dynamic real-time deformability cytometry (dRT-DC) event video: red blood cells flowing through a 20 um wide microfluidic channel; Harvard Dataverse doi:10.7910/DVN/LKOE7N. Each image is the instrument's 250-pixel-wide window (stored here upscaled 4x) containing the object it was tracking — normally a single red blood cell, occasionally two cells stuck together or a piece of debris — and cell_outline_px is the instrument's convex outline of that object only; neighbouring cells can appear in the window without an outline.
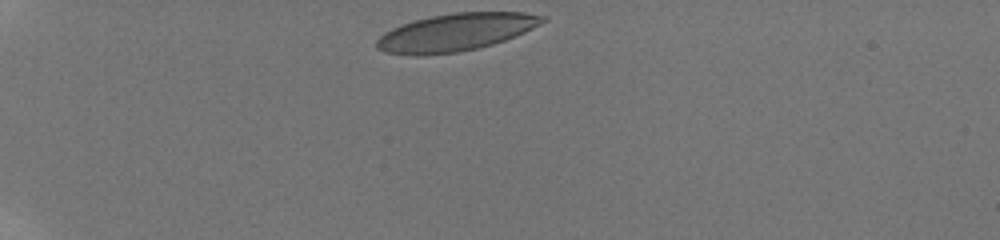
{"species": "human", "species_latin": "Homo sapiens", "temperature_condition": "room temperature", "stored_images_in_passage": 36, "camera_frame_rate_fps": 3000, "um_per_image_px": 0.085, "donor": {"sex": "male"}, "frame": {"image": 1, "passage_image": 1, "time_ms": 0.0, "image_size_px": [1000, 240], "cell_outline_px": [[548, 20], [524, 32], [504, 40], [492, 44], [476, 48], [456, 52], [420, 56], [408, 56], [384, 52], [376, 48], [376, 40], [384, 32], [392, 28], [412, 20], [432, 16], [456, 12], [524, 12], [548, 16]], "centroid_in_image_um": [38.71, 2.74], "position_along_channel_um": 46.3, "area_um2": 36.41}}
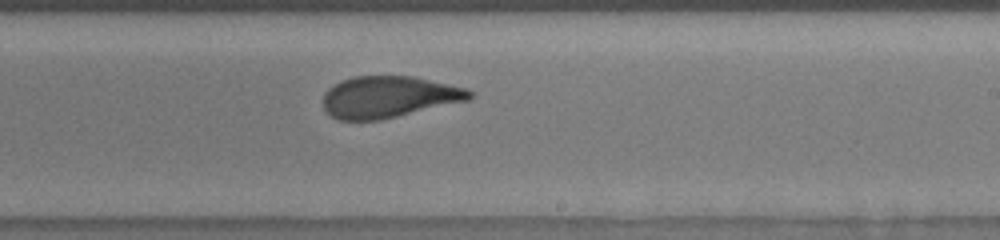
{"frame": {"image": 2, "passage_image": 22, "time_ms": 7.0, "image_size_px": [1000, 240], "cell_outline_px": [[476, 92], [468, 100], [380, 120], [340, 120], [332, 116], [324, 108], [324, 92], [328, 88], [352, 76], [412, 76], [468, 88]], "centroid_in_image_um": [33.07, 8.23], "position_along_channel_um": 255.9, "area_um2": 35.32}}
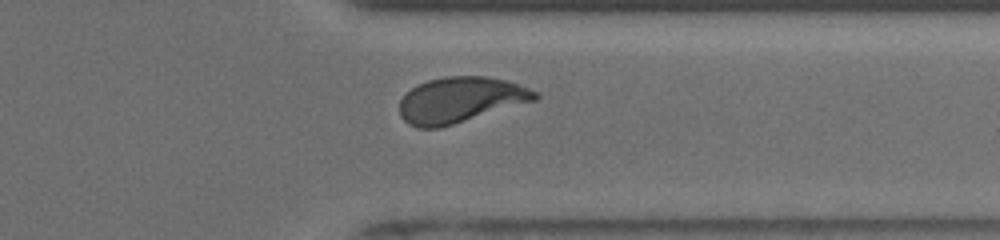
{"frame": {"image": 3, "passage_image": 31, "time_ms": 10.0, "image_size_px": [1000, 240], "cell_outline_px": [[540, 96], [536, 100], [440, 128], [416, 128], [408, 124], [400, 116], [400, 100], [416, 84], [428, 80], [444, 76], [488, 76], [520, 84], [536, 92]], "centroid_in_image_um": [39.11, 8.49], "position_along_channel_um": 372.3, "area_um2": 36.01}, "authors_computed_cell_mechanics": {"area_um2": 36.2117, "velocity_mm_per_s": 3.8618, "shape_relaxation_time_tau1_ms": 6.7096, "shape_relaxation_time_tau2_ms": 0.8251, "deformation_change_tau1": 0.2111, "deformation_change_tau2": 0.09}}